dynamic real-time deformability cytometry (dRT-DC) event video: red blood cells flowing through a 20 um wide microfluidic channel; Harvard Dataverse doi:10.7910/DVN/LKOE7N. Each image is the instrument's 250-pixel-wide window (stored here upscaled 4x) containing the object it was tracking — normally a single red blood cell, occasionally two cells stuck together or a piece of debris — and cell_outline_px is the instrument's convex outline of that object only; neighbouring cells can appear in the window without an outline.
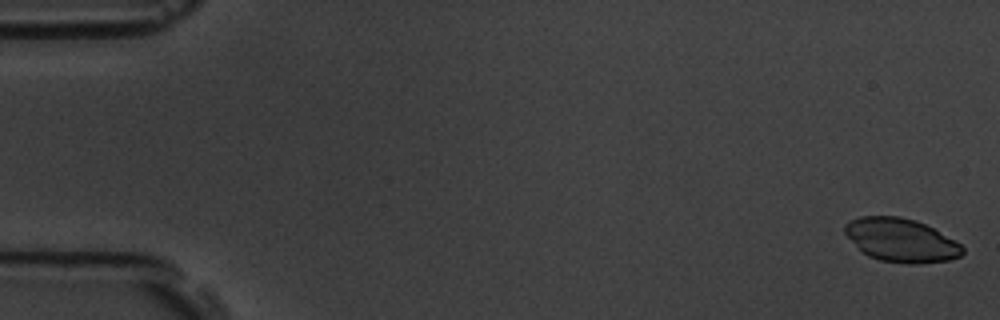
{"species": "common noctule bat (a hibernating species)", "species_latin": "Nyctalus noctula", "temperature_condition": "room temperature", "stored_images_in_passage": 6, "segment_of_instrument_passage": [1, 2], "camera_frame_rate_fps": 3000, "um_per_image_px": 0.085, "animal": {"sex": "male", "body_mass_g": 19.5, "forearm_length_mm": 54.6}, "frame": {"image": 1, "passage_image": 1, "time_ms": 0.0, "image_size_px": [1000, 320], "cell_outline_px": [[964, 252], [960, 256], [948, 260], [920, 264], [912, 264], [880, 260], [868, 256], [844, 232], [844, 224], [860, 216], [900, 216], [916, 220], [932, 228], [960, 244], [964, 248]], "centroid_in_image_um": [76.6, 20.41], "position_along_channel_um": 8.4, "area_um2": 29.42}}